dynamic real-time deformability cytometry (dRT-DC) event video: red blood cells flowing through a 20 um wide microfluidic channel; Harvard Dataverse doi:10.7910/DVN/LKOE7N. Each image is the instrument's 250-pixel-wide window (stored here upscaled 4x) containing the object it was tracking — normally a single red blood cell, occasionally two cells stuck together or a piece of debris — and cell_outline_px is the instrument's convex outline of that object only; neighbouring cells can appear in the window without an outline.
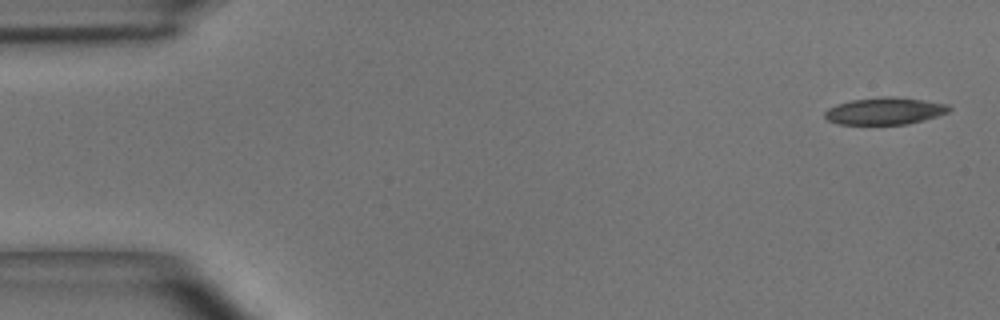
{"species": "common noctule bat (a hibernating species)", "species_latin": "Nyctalus noctula", "temperature_condition": "room temperature", "stored_images_in_passage": 7, "camera_frame_rate_fps": 3000, "um_per_image_px": 0.085, "animal": {"sex": "male", "body_mass_g": 15.6}, "frame": {"image": 1, "passage_image": 1, "time_ms": 0.0, "image_size_px": [1000, 320], "cell_outline_px": [[952, 108], [948, 112], [924, 120], [908, 124], [840, 124], [828, 120], [824, 116], [824, 112], [828, 108], [836, 104], [852, 100], [920, 100], [948, 104]], "centroid_in_image_um": [75.18, 9.5], "position_along_channel_um": 9.8, "area_um2": 18.38}}
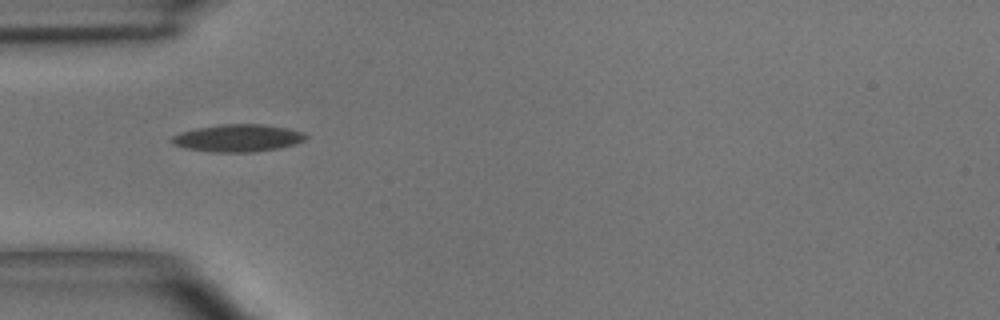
{"frame": {"image": 2, "passage_image": 4, "time_ms": 1.0, "image_size_px": [1000, 320], "cell_outline_px": [[308, 136], [304, 140], [296, 144], [280, 148], [256, 152], [212, 152], [184, 148], [172, 144], [172, 136], [180, 132], [196, 128], [220, 124], [260, 124], [288, 128], [304, 132]], "centroid_in_image_um": [20.23, 11.74], "position_along_channel_um": 64.8, "area_um2": 21.56}}
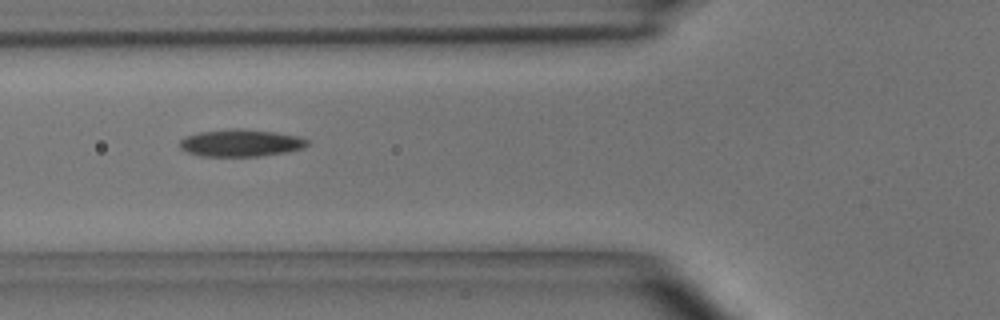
{"frame": {"image": 3, "passage_image": 5, "time_ms": 1.333, "image_size_px": [1000, 320], "cell_outline_px": [[308, 144], [304, 148], [288, 152], [260, 156], [200, 156], [188, 152], [180, 148], [180, 140], [188, 136], [200, 132], [228, 128], [240, 128], [276, 132], [296, 136], [308, 140]], "centroid_in_image_um": [20.48, 12.15], "position_along_channel_um": 105.3, "area_um2": 20.23}}